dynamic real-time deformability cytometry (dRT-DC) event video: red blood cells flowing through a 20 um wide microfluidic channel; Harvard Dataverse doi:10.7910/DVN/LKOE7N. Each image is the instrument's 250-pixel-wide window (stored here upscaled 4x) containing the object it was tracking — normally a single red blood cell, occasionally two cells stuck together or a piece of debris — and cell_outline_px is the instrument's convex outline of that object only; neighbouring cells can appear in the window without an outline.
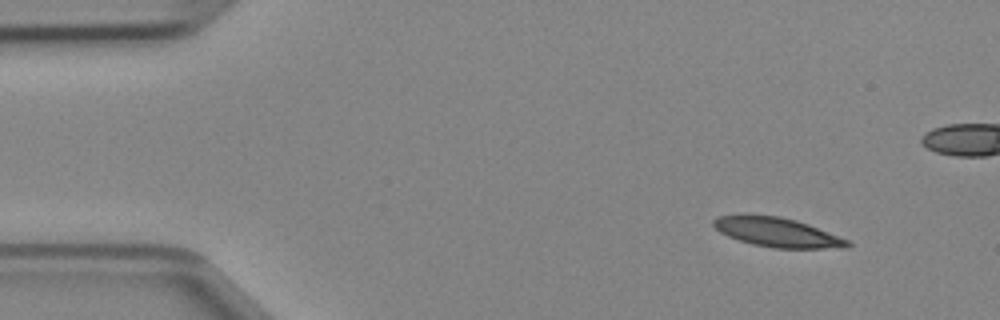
{"species": "Egyptian fruit bat (a non-hibernating species)", "species_latin": "Rousettus aegyptiacus", "temperature_condition": "cold", "stored_images_in_passage": 8, "camera_frame_rate_fps": 3000, "um_per_image_px": 0.085, "animal": {"sex": "female"}, "frame": {"image": 1, "passage_image": 1, "time_ms": 0.0, "image_size_px": [1000, 320], "cell_outline_px": [[852, 244], [844, 248], [772, 248], [752, 244], [728, 236], [720, 232], [712, 224], [712, 220], [716, 216], [740, 212], [748, 212], [780, 216], [796, 220], [808, 224], [848, 240]], "centroid_in_image_um": [65.96, 19.69], "position_along_channel_um": 19.0, "area_um2": 23.47}}